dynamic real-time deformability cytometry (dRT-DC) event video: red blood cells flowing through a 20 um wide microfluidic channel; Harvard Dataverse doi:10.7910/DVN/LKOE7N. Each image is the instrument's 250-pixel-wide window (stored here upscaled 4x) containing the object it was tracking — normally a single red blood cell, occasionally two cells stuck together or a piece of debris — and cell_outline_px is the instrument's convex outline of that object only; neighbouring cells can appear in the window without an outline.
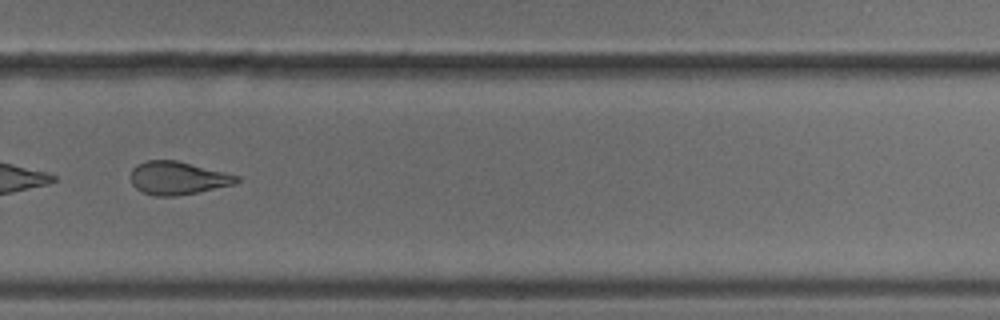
{"species": "common noctule bat (a hibernating species)", "species_latin": "Nyctalus noctula", "temperature_condition": "cold", "stored_images_in_passage": 35, "camera_frame_rate_fps": 3000, "um_per_image_px": 0.085, "animal": {"sex": "male", "body_mass_g": 18.8}, "frame": {"image": 1, "passage_image": 29, "time_ms": 9.333, "image_size_px": [1000, 320], "cell_outline_px": [[240, 180], [236, 184], [176, 196], [152, 196], [136, 188], [132, 184], [132, 168], [136, 164], [148, 160], [176, 160], [240, 176]], "centroid_in_image_um": [15.11, 15.13], "position_along_channel_um": 314.7, "area_um2": 20.29}, "authors_computed_cell_mechanics": {"area_um2": 21.1548, "velocity_mm_per_s": 3.7972, "shape_relaxation_time_tau1_ms": null, "shape_relaxation_time_tau2_ms": 2.7032, "deformation_change_tau1": null, "deformation_change_tau2": 0.1009}}